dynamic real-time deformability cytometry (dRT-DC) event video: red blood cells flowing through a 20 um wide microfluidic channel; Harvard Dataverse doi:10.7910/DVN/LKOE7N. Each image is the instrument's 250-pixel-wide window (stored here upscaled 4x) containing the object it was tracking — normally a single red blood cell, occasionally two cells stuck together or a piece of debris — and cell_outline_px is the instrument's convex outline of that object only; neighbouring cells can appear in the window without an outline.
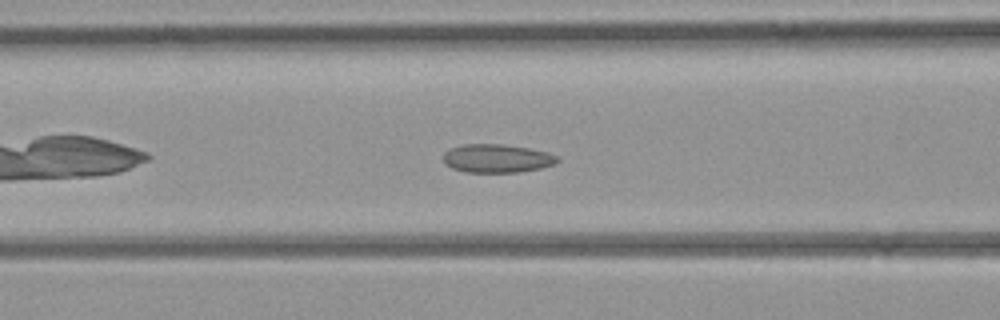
{"species": "common noctule bat (a hibernating species)", "species_latin": "Nyctalus noctula", "temperature_condition": "room temperature", "stored_images_in_passage": 35, "camera_frame_rate_fps": 3000, "um_per_image_px": 0.085, "animal": {"sex": "female", "body_mass_g": 21.9}, "frame": {"image": 1, "passage_image": 7, "time_ms": 2.0, "image_size_px": [1000, 320], "cell_outline_px": [[560, 160], [556, 164], [540, 168], [520, 172], [464, 172], [452, 168], [444, 164], [444, 152], [448, 148], [464, 144], [500, 144], [528, 148], [548, 152], [556, 156]], "centroid_in_image_um": [42.22, 13.46], "position_along_channel_um": 124.4, "area_um2": 19.02}}
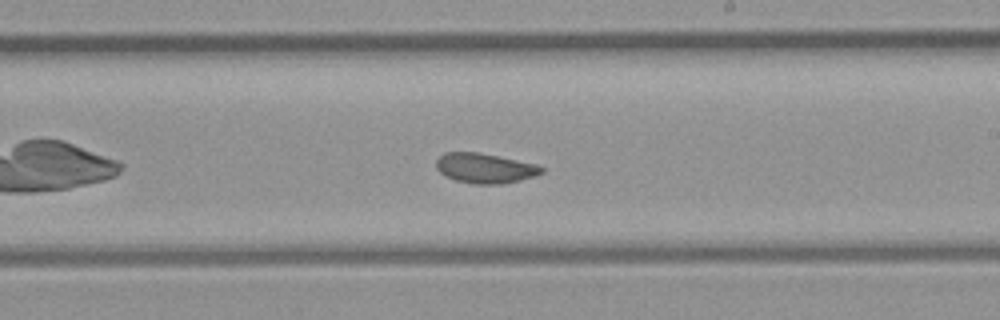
{"frame": {"image": 2, "passage_image": 15, "time_ms": 4.667, "image_size_px": [1000, 320], "cell_outline_px": [[544, 172], [536, 176], [504, 184], [472, 184], [456, 180], [440, 172], [436, 168], [436, 160], [444, 152], [480, 152], [536, 164], [544, 168]], "centroid_in_image_um": [41.24, 14.29], "position_along_channel_um": 247.8, "area_um2": 18.44}}
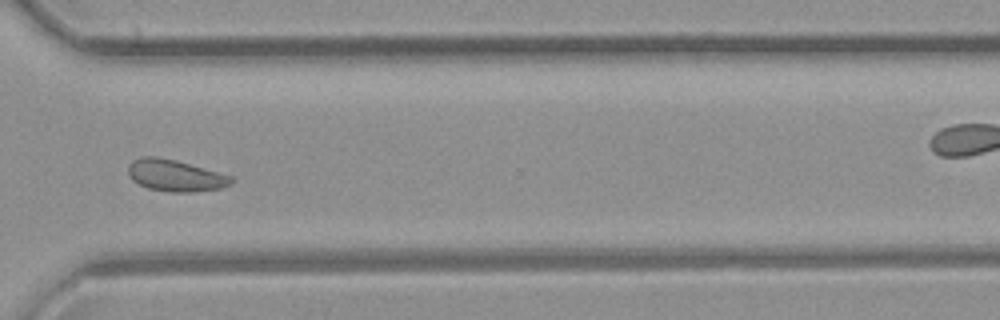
{"frame": {"image": 3, "passage_image": 22, "time_ms": 7.0, "image_size_px": [1000, 320], "cell_outline_px": [[236, 180], [220, 188], [192, 192], [168, 192], [148, 188], [132, 180], [128, 172], [128, 164], [132, 160], [140, 156], [156, 156], [176, 160], [236, 176]], "centroid_in_image_um": [14.92, 14.9], "position_along_channel_um": 355.7, "area_um2": 19.31}}